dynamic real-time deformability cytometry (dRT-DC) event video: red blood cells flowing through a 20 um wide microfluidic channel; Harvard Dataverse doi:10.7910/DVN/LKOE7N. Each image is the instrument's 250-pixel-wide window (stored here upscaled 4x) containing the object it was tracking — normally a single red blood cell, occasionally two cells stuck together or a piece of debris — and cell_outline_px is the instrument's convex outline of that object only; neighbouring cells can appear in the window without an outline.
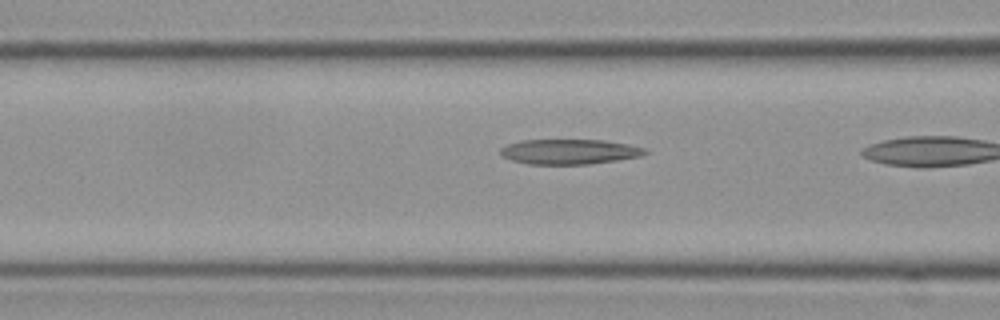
{"species": "Egyptian fruit bat (a non-hibernating species)", "species_latin": "Rousettus aegyptiacus", "temperature_condition": "cold", "stored_images_in_passage": 29, "camera_frame_rate_fps": 3000, "um_per_image_px": 0.085, "frame": {"image": 1, "passage_image": 17, "time_ms": 5.333, "image_size_px": [1000, 320], "cell_outline_px": [[648, 152], [640, 156], [616, 160], [588, 164], [528, 164], [512, 160], [504, 156], [500, 152], [500, 148], [508, 144], [520, 140], [604, 140], [628, 144], [644, 148]], "centroid_in_image_um": [48.39, 12.89], "position_along_channel_um": 118.2, "area_um2": 20.92}}
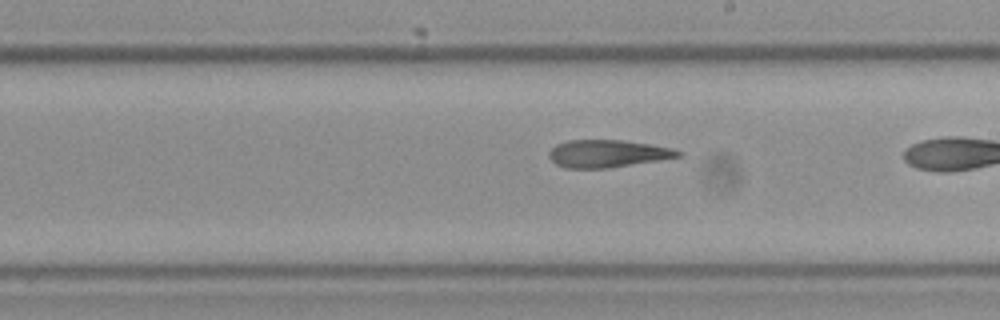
{"frame": {"image": 2, "passage_image": 27, "time_ms": 8.667, "image_size_px": [1000, 320], "cell_outline_px": [[684, 156], [608, 168], [564, 168], [556, 164], [548, 156], [548, 152], [556, 144], [568, 140], [624, 140], [672, 148], [684, 152]], "centroid_in_image_um": [51.65, 13.05], "position_along_channel_um": 237.4, "area_um2": 20.75}}